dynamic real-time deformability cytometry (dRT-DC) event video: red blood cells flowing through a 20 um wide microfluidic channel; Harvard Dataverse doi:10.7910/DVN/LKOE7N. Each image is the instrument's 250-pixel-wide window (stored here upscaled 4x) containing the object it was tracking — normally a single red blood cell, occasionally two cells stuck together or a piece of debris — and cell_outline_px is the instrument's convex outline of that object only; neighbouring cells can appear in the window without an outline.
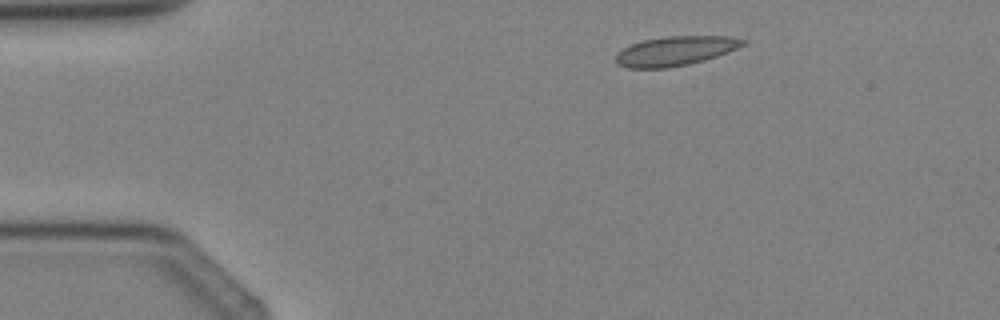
{"species": "Egyptian fruit bat (a non-hibernating species)", "species_latin": "Rousettus aegyptiacus", "temperature_condition": "cold", "stored_images_in_passage": 2, "camera_frame_rate_fps": 3000, "um_per_image_px": 0.085, "animal": {"sex": "female"}, "frame": {"image": 1, "passage_image": 1, "time_ms": 0.0, "image_size_px": [1000, 320], "cell_outline_px": [[748, 40], [744, 44], [728, 52], [704, 60], [688, 64], [668, 68], [628, 68], [616, 64], [616, 56], [624, 48], [632, 44], [644, 40], [664, 36], [728, 36]], "centroid_in_image_um": [57.41, 4.33], "position_along_channel_um": 27.6, "area_um2": 21.62}}